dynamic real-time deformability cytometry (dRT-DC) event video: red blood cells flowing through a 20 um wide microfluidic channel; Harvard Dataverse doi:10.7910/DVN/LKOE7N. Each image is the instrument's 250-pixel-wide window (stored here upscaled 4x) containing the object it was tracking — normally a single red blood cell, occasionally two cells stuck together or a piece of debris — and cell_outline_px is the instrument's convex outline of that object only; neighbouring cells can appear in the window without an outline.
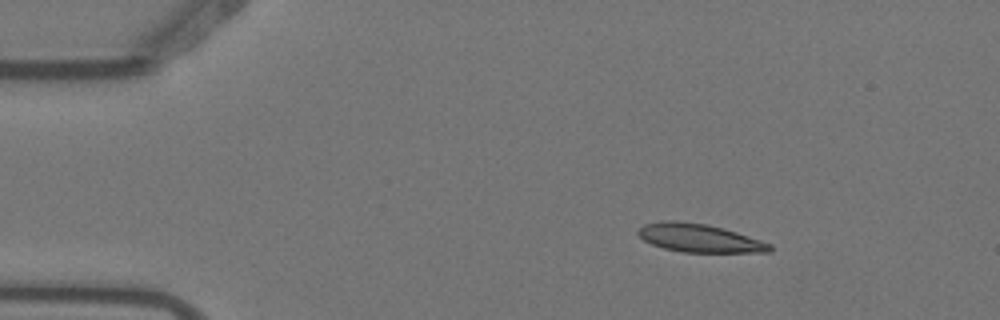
{"species": "Egyptian fruit bat (a non-hibernating species)", "species_latin": "Rousettus aegyptiacus", "temperature_condition": "warm", "stored_images_in_passage": 4, "camera_frame_rate_fps": 3000, "um_per_image_px": 0.085, "animal": {"sex": "female"}, "frame": {"image": 1, "passage_image": 2, "time_ms": 0.333, "image_size_px": [1000, 320], "cell_outline_px": [[772, 252], [684, 252], [664, 248], [652, 244], [644, 240], [636, 232], [644, 224], [664, 220], [676, 220], [708, 224], [724, 228], [772, 244]], "centroid_in_image_um": [59.44, 20.22], "position_along_channel_um": 25.6, "area_um2": 21.68}}